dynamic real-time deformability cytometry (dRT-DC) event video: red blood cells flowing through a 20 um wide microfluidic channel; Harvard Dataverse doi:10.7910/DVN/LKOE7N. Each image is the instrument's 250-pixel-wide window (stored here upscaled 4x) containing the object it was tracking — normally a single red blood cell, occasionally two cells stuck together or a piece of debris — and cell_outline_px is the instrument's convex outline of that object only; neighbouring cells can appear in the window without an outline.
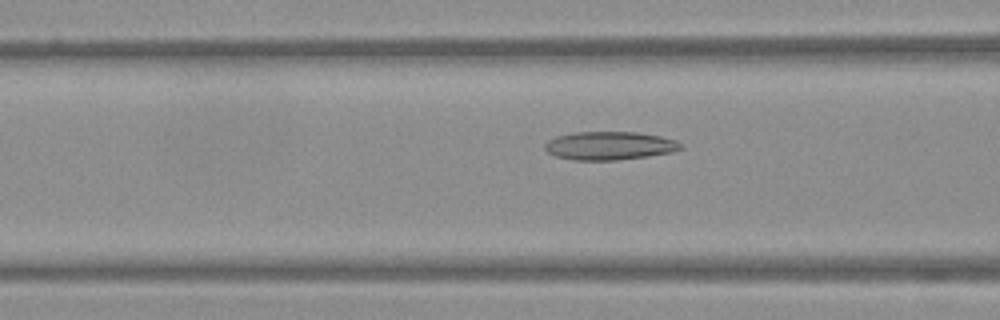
{"species": "Egyptian fruit bat (a non-hibernating species)", "species_latin": "Rousettus aegyptiacus", "temperature_condition": "warm", "stored_images_in_passage": 12, "camera_frame_rate_fps": 3000, "um_per_image_px": 0.085, "frame": {"image": 1, "passage_image": 10, "time_ms": 3.0, "image_size_px": [1000, 320], "cell_outline_px": [[684, 148], [672, 152], [648, 156], [616, 160], [572, 160], [556, 156], [548, 152], [544, 148], [544, 144], [548, 140], [556, 136], [576, 132], [640, 132], [660, 136], [676, 140], [684, 144]], "centroid_in_image_um": [51.84, 12.38], "position_along_channel_um": 114.8, "area_um2": 22.6}}